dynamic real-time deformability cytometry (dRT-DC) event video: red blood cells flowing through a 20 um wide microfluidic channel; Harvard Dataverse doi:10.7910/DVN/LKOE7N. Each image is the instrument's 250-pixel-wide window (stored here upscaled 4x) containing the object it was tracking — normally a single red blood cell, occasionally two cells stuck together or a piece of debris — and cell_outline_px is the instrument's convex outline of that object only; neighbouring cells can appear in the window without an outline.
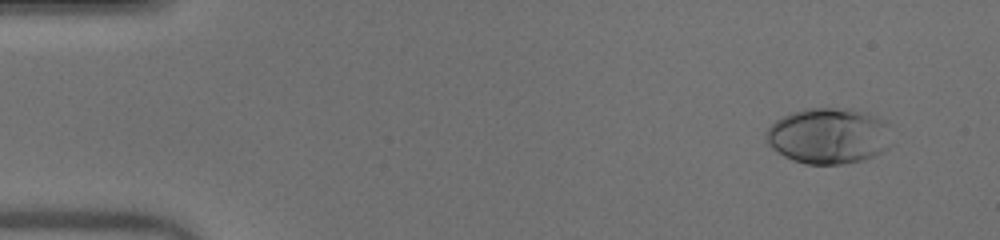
{"species": "human", "species_latin": "Homo sapiens", "temperature_condition": "warm", "stored_images_in_passage": 51, "camera_frame_rate_fps": 3000, "um_per_image_px": 0.085, "donor": {"sex": "male"}, "frame": {"image": 1, "passage_image": 4, "time_ms": 1.0, "image_size_px": [1000, 240], "cell_outline_px": [[892, 144], [888, 148], [864, 160], [840, 164], [808, 164], [792, 160], [784, 156], [772, 148], [768, 144], [764, 136], [764, 132], [776, 120], [792, 112], [804, 108], [848, 108], [868, 112], [888, 120]], "centroid_in_image_um": [70.47, 11.53], "position_along_channel_um": 14.5, "area_um2": 41.56}}
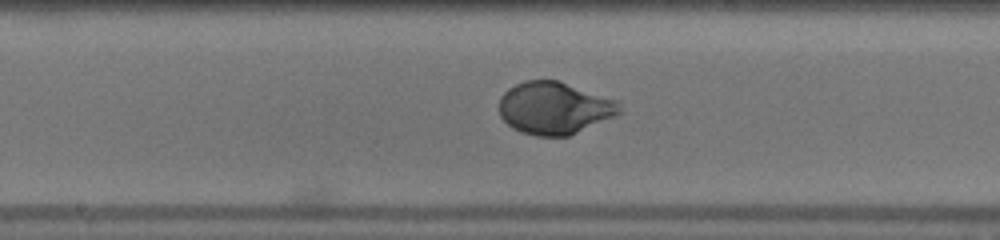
{"frame": {"image": 2, "passage_image": 27, "time_ms": 8.667, "image_size_px": [1000, 240], "cell_outline_px": [[624, 112], [568, 136], [536, 136], [520, 132], [512, 128], [500, 116], [500, 96], [508, 88], [524, 80], [560, 80], [616, 100]], "centroid_in_image_um": [47.11, 9.18], "position_along_channel_um": 201.1, "area_um2": 36.82}}
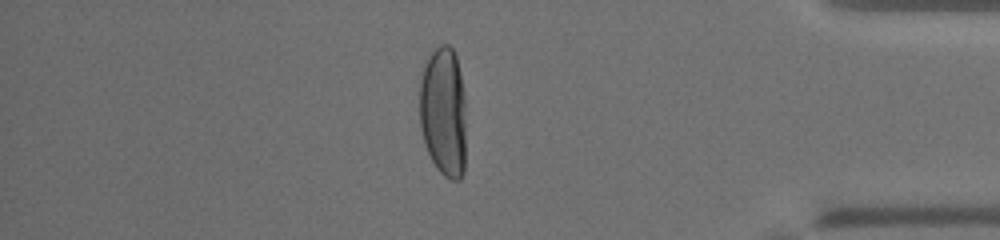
{"frame": {"image": 3, "passage_image": 44, "time_ms": 14.333, "image_size_px": [1000, 240], "cell_outline_px": [[464, 172], [460, 180], [452, 180], [444, 176], [436, 168], [424, 144], [420, 128], [420, 72], [424, 60], [432, 48], [440, 44], [448, 44], [452, 48], [456, 56], [460, 72], [464, 96]], "centroid_in_image_um": [37.66, 9.45], "position_along_channel_um": 397.5, "area_um2": 35.84}, "authors_computed_cell_mechanics": {"area_um2": 36.5296, "velocity_mm_per_s": 4.0233, "shape_relaxation_time_tau1_ms": 3.6696, "shape_relaxation_time_tau2_ms": null, "deformation_change_tau1": 0.241, "deformation_change_tau2": null}}